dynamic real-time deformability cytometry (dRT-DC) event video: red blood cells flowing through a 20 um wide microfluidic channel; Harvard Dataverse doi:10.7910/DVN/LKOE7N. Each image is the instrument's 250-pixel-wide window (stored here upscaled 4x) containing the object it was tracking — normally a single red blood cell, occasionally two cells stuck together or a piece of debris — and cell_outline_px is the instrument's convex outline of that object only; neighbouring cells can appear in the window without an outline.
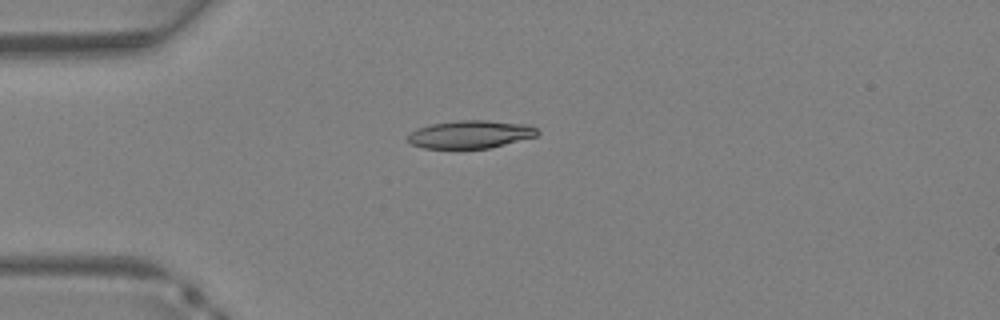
{"species": "Egyptian fruit bat (a non-hibernating species)", "species_latin": "Rousettus aegyptiacus", "temperature_condition": "warm", "stored_images_in_passage": 29, "camera_frame_rate_fps": 3000, "um_per_image_px": 0.085, "animal": {"sex": "female"}, "frame": {"image": 1, "passage_image": 2, "time_ms": 0.333, "image_size_px": [1000, 320], "cell_outline_px": [[540, 132], [536, 136], [488, 148], [424, 148], [412, 144], [408, 140], [408, 136], [416, 128], [432, 124], [456, 120], [488, 120], [528, 124], [536, 128]], "centroid_in_image_um": [40.0, 11.4], "position_along_channel_um": 45.0, "area_um2": 20.92}}
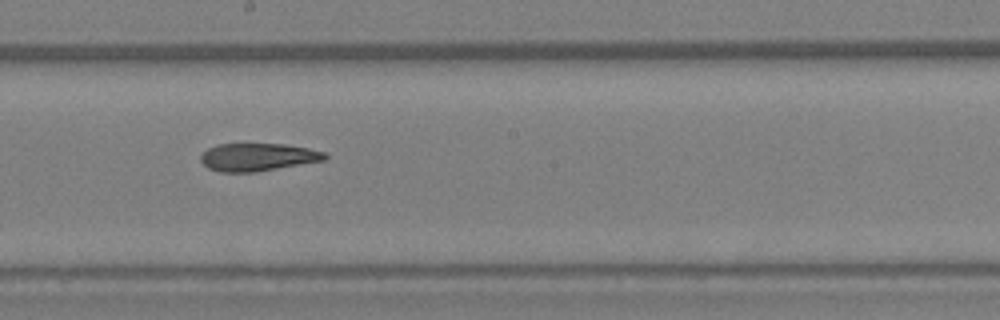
{"frame": {"image": 2, "passage_image": 13, "time_ms": 4.0, "image_size_px": [1000, 320], "cell_outline_px": [[328, 156], [324, 160], [256, 172], [220, 172], [208, 168], [200, 160], [200, 156], [208, 148], [220, 144], [284, 144], [308, 148], [324, 152]], "centroid_in_image_um": [21.89, 13.35], "position_along_channel_um": 226.3, "area_um2": 19.94}}
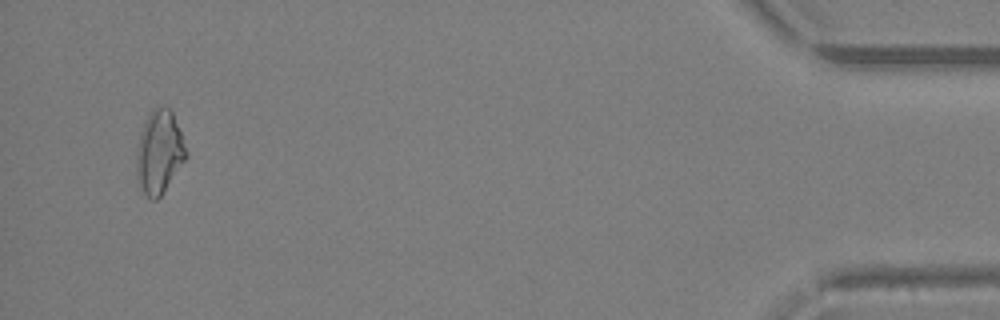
{"frame": {"image": 3, "passage_image": 28, "time_ms": 9.0, "image_size_px": [1000, 320], "cell_outline_px": [[188, 156], [160, 196], [156, 200], [152, 200], [144, 192], [136, 180], [136, 156], [140, 136], [144, 120], [152, 108], [168, 108], [172, 112], [188, 152]], "centroid_in_image_um": [13.53, 12.94], "position_along_channel_um": 421.7, "area_um2": 23.76}}